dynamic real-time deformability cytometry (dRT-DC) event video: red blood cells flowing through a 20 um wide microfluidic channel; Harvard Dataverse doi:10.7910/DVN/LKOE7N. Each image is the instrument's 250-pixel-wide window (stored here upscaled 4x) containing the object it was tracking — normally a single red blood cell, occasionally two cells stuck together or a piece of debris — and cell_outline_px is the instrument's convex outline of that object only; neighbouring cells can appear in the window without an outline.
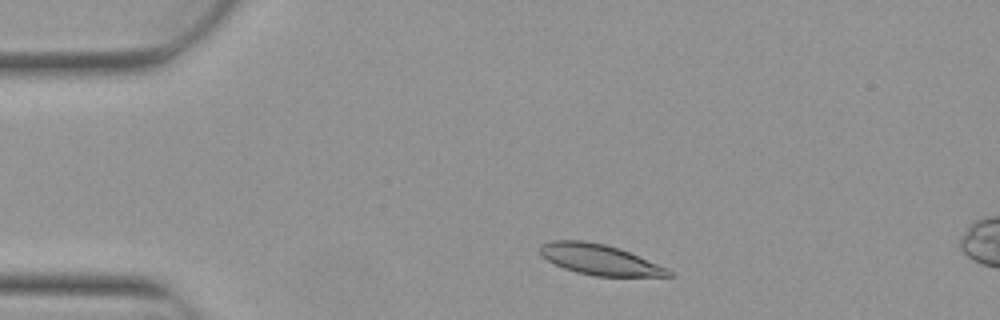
{"species": "Egyptian fruit bat (a non-hibernating species)", "species_latin": "Rousettus aegyptiacus", "temperature_condition": "warm", "stored_images_in_passage": 4, "camera_frame_rate_fps": 3000, "um_per_image_px": 0.085, "animal": {"sex": "female"}, "frame": {"image": 1, "passage_image": 2, "time_ms": 0.333, "image_size_px": [1000, 320], "cell_outline_px": [[676, 276], [596, 276], [576, 272], [564, 268], [548, 260], [540, 252], [540, 244], [552, 240], [584, 240], [604, 244], [620, 248], [668, 268], [676, 272]], "centroid_in_image_um": [51.02, 22.06], "position_along_channel_um": 34.0, "area_um2": 22.89}}